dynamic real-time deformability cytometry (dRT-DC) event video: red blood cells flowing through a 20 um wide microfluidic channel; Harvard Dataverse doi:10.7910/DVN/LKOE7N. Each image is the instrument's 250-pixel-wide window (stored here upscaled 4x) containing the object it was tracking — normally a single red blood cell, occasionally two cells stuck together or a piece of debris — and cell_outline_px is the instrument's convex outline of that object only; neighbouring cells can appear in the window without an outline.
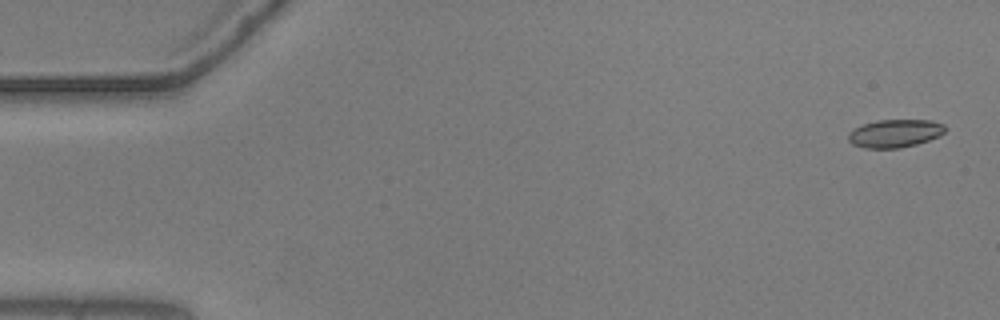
{"species": "common noctule bat (a hibernating species)", "species_latin": "Nyctalus noctula", "temperature_condition": "warm", "stored_images_in_passage": 56, "camera_frame_rate_fps": 3000, "um_per_image_px": 0.085, "animal": {"sex": "male", "body_mass_g": 20.5, "forearm_length_mm": 52.5}, "frame": {"image": 1, "passage_image": 2, "time_ms": 0.333, "image_size_px": [1000, 320], "cell_outline_px": [[948, 128], [940, 136], [916, 144], [900, 148], [864, 148], [852, 144], [848, 140], [848, 132], [864, 124], [880, 120], [932, 120], [944, 124]], "centroid_in_image_um": [76.1, 11.34], "position_along_channel_um": 8.9, "area_um2": 15.84}}
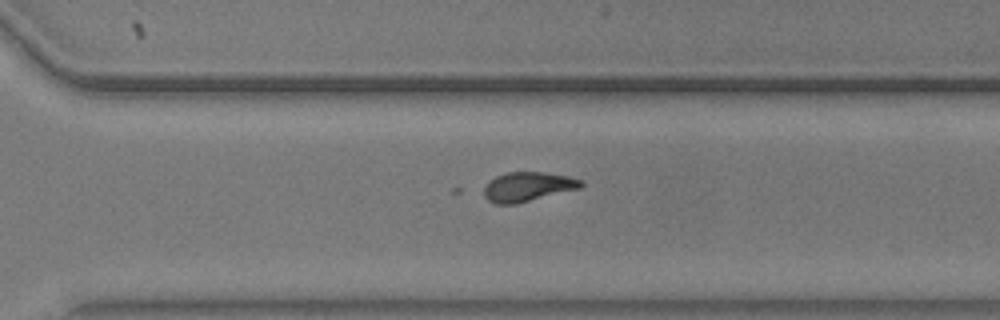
{"frame": {"image": 2, "passage_image": 39, "time_ms": 12.667, "image_size_px": [1000, 320], "cell_outline_px": [[584, 184], [580, 188], [516, 204], [496, 204], [488, 200], [484, 196], [484, 188], [496, 176], [508, 172], [544, 172], [568, 176], [584, 180]], "centroid_in_image_um": [44.89, 15.87], "position_along_channel_um": 325.7, "area_um2": 16.53}}
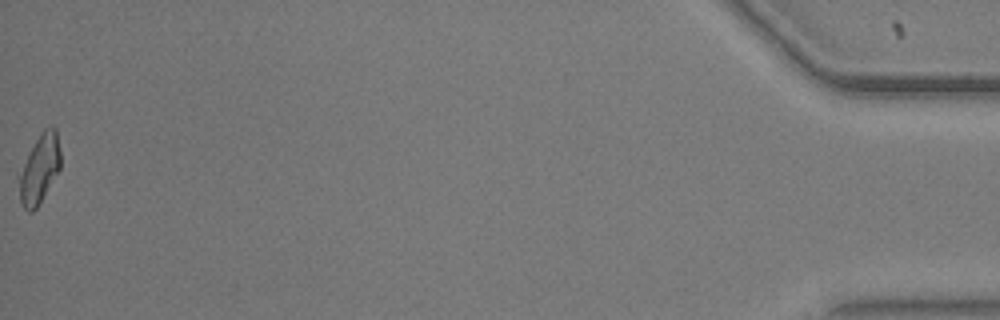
{"frame": {"image": 3, "passage_image": 56, "time_ms": 18.333, "image_size_px": [1000, 320], "cell_outline_px": [[60, 168], [36, 208], [32, 212], [28, 212], [24, 208], [20, 200], [16, 176], [16, 172], [40, 132], [44, 128], [52, 124], [56, 128], [60, 152]], "centroid_in_image_um": [3.3, 14.32], "position_along_channel_um": 431.9, "area_um2": 17.11}}